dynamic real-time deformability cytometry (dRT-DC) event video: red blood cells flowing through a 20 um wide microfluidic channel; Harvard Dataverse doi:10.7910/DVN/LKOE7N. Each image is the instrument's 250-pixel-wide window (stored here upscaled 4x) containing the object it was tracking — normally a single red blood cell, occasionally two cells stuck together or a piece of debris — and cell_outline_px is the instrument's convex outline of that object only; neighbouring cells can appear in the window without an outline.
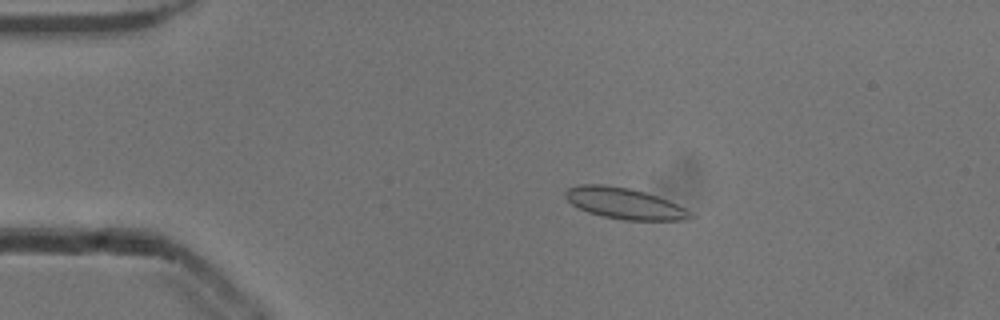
{"species": "common noctule bat (a hibernating species)", "species_latin": "Nyctalus noctula", "temperature_condition": "cold", "stored_images_in_passage": 52, "camera_frame_rate_fps": 3000, "um_per_image_px": 0.085, "animal": {"sex": "male", "body_mass_g": 13.3}, "frame": {"image": 1, "passage_image": 10, "time_ms": 3.0, "image_size_px": [1000, 320], "cell_outline_px": [[696, 216], [688, 220], [624, 220], [604, 216], [588, 212], [572, 204], [564, 196], [564, 192], [568, 188], [580, 184], [604, 184], [628, 188], [644, 192], [668, 200], [692, 212]], "centroid_in_image_um": [53.09, 17.29], "position_along_channel_um": 31.9, "area_um2": 22.54}}
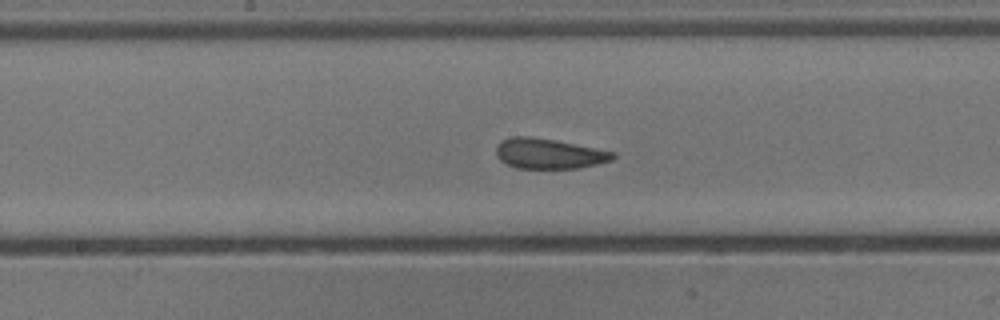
{"frame": {"image": 2, "passage_image": 27, "time_ms": 8.667, "image_size_px": [1000, 320], "cell_outline_px": [[616, 156], [612, 160], [580, 168], [516, 168], [500, 160], [496, 156], [496, 148], [500, 140], [512, 136], [528, 136], [556, 140], [616, 152]], "centroid_in_image_um": [46.65, 13.05], "position_along_channel_um": 201.6, "area_um2": 20.63}}
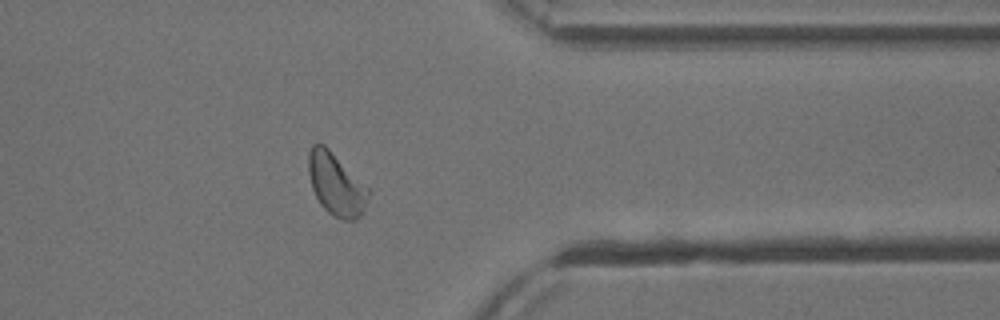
{"frame": {"image": 3, "passage_image": 42, "time_ms": 13.667, "image_size_px": [1000, 320], "cell_outline_px": [[372, 192], [360, 216], [356, 220], [344, 220], [332, 216], [320, 204], [312, 188], [308, 172], [308, 152], [312, 144], [324, 144]], "centroid_in_image_um": [28.56, 15.69], "position_along_channel_um": 382.8, "area_um2": 21.68}, "authors_computed_cell_mechanics": {"area_um2": 21.5594, "velocity_mm_per_s": 3.8653, "shape_relaxation_time_tau1_ms": 3.1978, "shape_relaxation_time_tau2_ms": 1.1106, "deformation_change_tau1": 0.0858, "deformation_change_tau2": 0.0538}}